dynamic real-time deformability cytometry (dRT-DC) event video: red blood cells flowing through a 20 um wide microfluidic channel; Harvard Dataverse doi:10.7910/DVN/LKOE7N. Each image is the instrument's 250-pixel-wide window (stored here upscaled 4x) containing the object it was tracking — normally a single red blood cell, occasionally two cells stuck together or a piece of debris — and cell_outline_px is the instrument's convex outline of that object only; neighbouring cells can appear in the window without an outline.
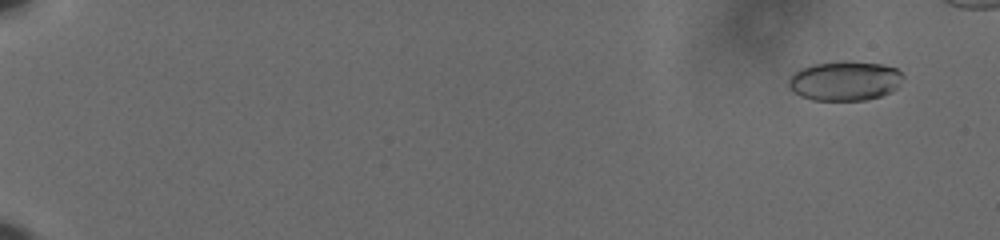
{"species": "human", "species_latin": "Homo sapiens", "temperature_condition": "cold", "stored_images_in_passage": 60, "camera_frame_rate_fps": 3000, "um_per_image_px": 0.085, "donor": {"sex": "male"}, "frame": {"image": 1, "passage_image": 5, "time_ms": 1.333, "image_size_px": [1000, 240], "cell_outline_px": [[904, 76], [896, 88], [892, 92], [880, 96], [864, 100], [812, 100], [800, 96], [792, 92], [788, 84], [788, 80], [792, 72], [800, 68], [812, 64], [840, 60], [852, 60], [884, 64], [896, 68]], "centroid_in_image_um": [71.78, 6.85], "position_along_channel_um": 13.2, "area_um2": 26.93}}
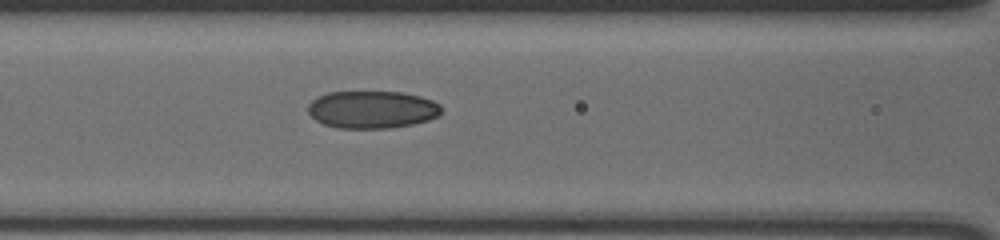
{"frame": {"image": 2, "passage_image": 31, "time_ms": 10.0, "image_size_px": [1000, 240], "cell_outline_px": [[440, 112], [436, 116], [428, 120], [412, 124], [388, 128], [336, 128], [324, 124], [316, 120], [308, 112], [308, 104], [316, 96], [328, 92], [400, 92], [420, 96], [432, 100], [440, 104]], "centroid_in_image_um": [31.59, 9.31], "position_along_channel_um": 135.0, "area_um2": 29.07}}
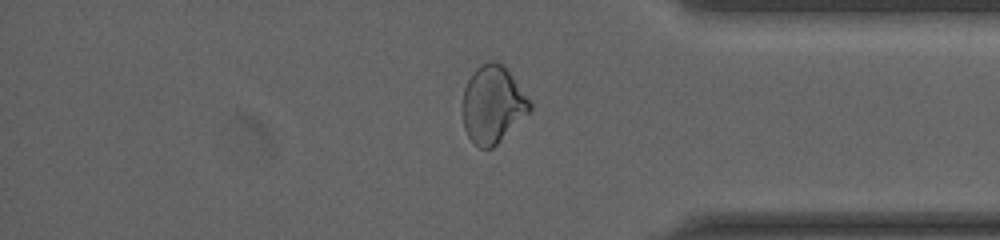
{"frame": {"image": 3, "passage_image": 53, "time_ms": 17.333, "image_size_px": [1000, 240], "cell_outline_px": [[532, 108], [492, 148], [480, 148], [468, 136], [464, 128], [460, 108], [464, 88], [468, 80], [476, 68], [480, 64], [492, 60], [496, 60], [512, 76], [532, 104]], "centroid_in_image_um": [41.82, 8.87], "position_along_channel_um": 393.4, "area_um2": 29.94}}